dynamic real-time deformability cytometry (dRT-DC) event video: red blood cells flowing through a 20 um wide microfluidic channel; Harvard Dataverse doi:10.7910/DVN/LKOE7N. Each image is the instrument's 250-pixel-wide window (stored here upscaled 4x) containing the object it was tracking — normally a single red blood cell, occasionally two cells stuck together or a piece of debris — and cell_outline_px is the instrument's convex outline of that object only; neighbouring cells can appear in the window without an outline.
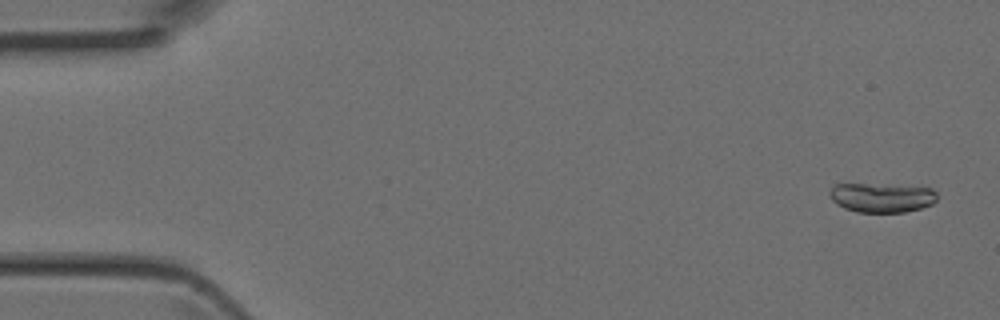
{"species": "Egyptian fruit bat (a non-hibernating species)", "species_latin": "Rousettus aegyptiacus", "temperature_condition": "room temperature", "stored_images_in_passage": 4, "camera_frame_rate_fps": 3000, "um_per_image_px": 0.085, "animal": {"sex": "female"}, "frame": {"image": 1, "passage_image": 1, "time_ms": 0.0, "image_size_px": [1000, 320], "cell_outline_px": [[936, 200], [932, 204], [920, 208], [904, 212], [856, 212], [844, 208], [836, 204], [832, 200], [828, 192], [836, 184], [864, 184], [932, 188], [936, 192]], "centroid_in_image_um": [74.92, 16.8], "position_along_channel_um": 10.1, "area_um2": 18.15}}
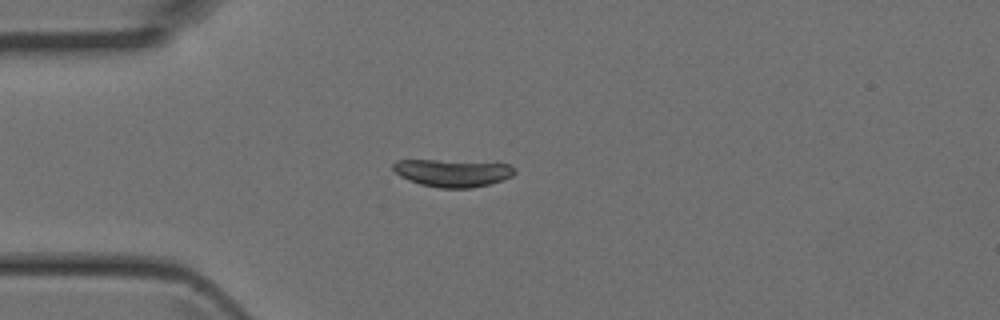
{"frame": {"image": 2, "passage_image": 4, "time_ms": 1.0, "image_size_px": [1000, 320], "cell_outline_px": [[516, 172], [512, 176], [488, 184], [472, 188], [440, 188], [420, 184], [408, 180], [400, 176], [392, 168], [392, 164], [396, 160], [436, 160], [508, 164], [516, 168]], "centroid_in_image_um": [38.44, 14.7], "position_along_channel_um": 46.6, "area_um2": 19.31}}